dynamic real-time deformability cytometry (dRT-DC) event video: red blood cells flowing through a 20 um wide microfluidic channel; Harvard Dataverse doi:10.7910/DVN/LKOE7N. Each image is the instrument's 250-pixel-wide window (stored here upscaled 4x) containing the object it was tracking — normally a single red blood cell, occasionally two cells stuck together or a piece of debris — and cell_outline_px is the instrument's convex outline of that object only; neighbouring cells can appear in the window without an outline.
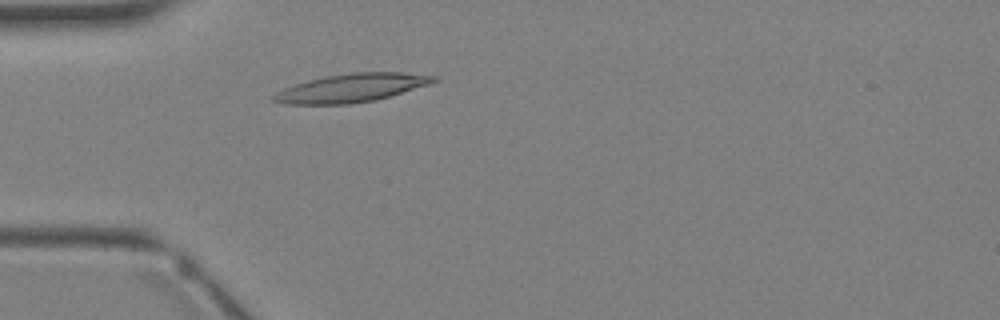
{"species": "Egyptian fruit bat (a non-hibernating species)", "species_latin": "Rousettus aegyptiacus", "temperature_condition": "warm", "stored_images_in_passage": 3, "camera_frame_rate_fps": 3000, "um_per_image_px": 0.085, "animal": {"sex": "female"}, "frame": {"image": 1, "passage_image": 3, "time_ms": 2.0, "image_size_px": [1000, 320], "cell_outline_px": [[440, 80], [432, 84], [376, 100], [348, 104], [284, 104], [272, 100], [272, 96], [276, 92], [284, 88], [308, 80], [324, 76], [352, 72], [400, 72], [440, 76]], "centroid_in_image_um": [29.94, 7.46], "position_along_channel_um": 55.1, "area_um2": 26.7}}